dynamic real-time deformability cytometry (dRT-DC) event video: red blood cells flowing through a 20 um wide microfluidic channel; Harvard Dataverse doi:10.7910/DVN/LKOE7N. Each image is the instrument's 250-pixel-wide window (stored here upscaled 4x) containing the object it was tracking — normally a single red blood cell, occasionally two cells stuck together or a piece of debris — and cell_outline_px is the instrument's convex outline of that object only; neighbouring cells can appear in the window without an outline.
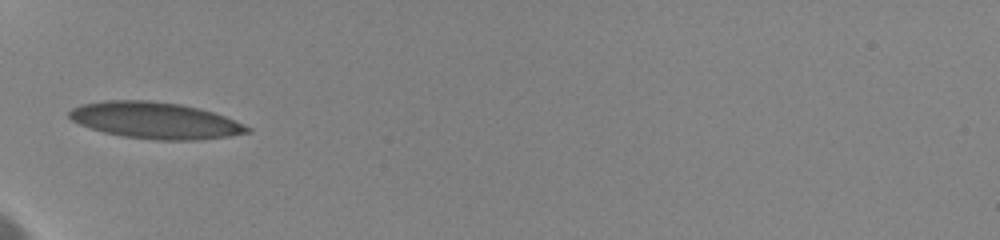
{"species": "human", "species_latin": "Homo sapiens", "temperature_condition": "cold", "stored_images_in_passage": 10, "camera_frame_rate_fps": 3000, "um_per_image_px": 0.085, "donor": {"sex": "female"}, "frame": {"image": 1, "passage_image": 9, "time_ms": 7.333, "image_size_px": [1000, 240], "cell_outline_px": [[252, 132], [228, 136], [196, 140], [156, 140], [124, 136], [104, 132], [80, 124], [72, 120], [68, 116], [68, 112], [72, 108], [80, 104], [104, 100], [148, 100], [180, 104], [212, 112], [224, 116], [244, 124], [252, 128]], "centroid_in_image_um": [13.19, 10.23], "position_along_channel_um": 71.8, "area_um2": 37.69}}